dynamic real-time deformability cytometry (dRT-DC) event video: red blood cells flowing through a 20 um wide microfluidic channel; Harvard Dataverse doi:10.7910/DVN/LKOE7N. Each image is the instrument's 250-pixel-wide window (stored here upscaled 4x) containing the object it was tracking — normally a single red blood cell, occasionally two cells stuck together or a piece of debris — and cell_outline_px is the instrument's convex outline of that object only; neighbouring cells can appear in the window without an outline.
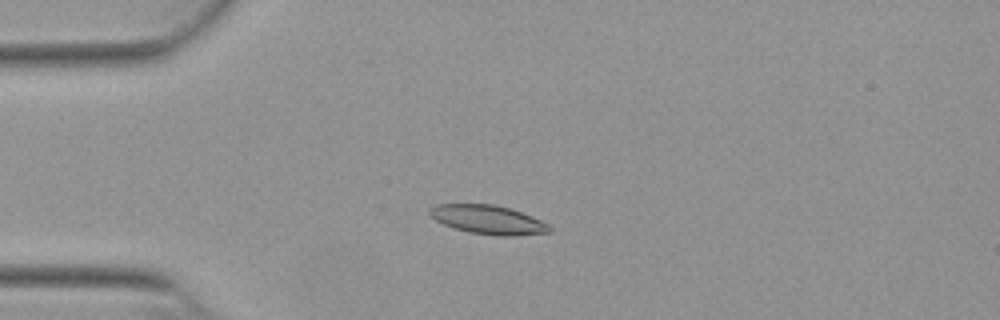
{"species": "Egyptian fruit bat (a non-hibernating species)", "species_latin": "Rousettus aegyptiacus", "temperature_condition": "warm", "stored_images_in_passage": 52, "camera_frame_rate_fps": 3000, "um_per_image_px": 0.085, "animal": {"sex": "female"}, "frame": {"image": 1, "passage_image": 13, "time_ms": 4.0, "image_size_px": [1000, 320], "cell_outline_px": [[552, 232], [516, 236], [496, 236], [468, 232], [444, 224], [436, 220], [428, 212], [428, 208], [436, 204], [492, 204], [508, 208], [532, 216], [548, 224], [552, 228]], "centroid_in_image_um": [41.5, 18.68], "position_along_channel_um": 43.5, "area_um2": 20.17}}
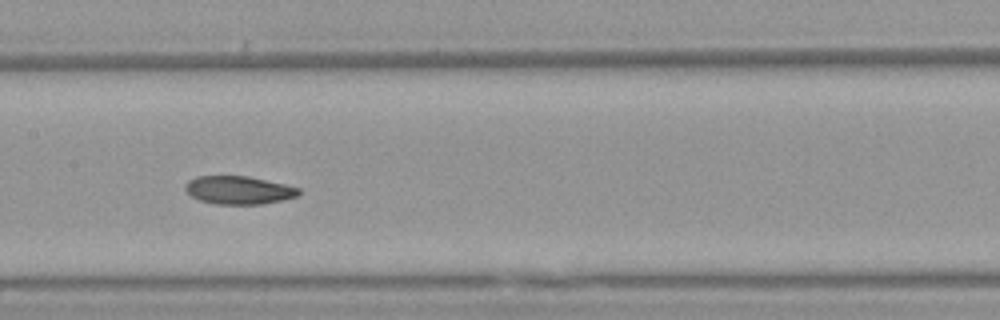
{"frame": {"image": 2, "passage_image": 26, "time_ms": 8.333, "image_size_px": [1000, 320], "cell_outline_px": [[300, 192], [296, 196], [284, 200], [264, 204], [216, 204], [200, 200], [192, 196], [184, 188], [184, 184], [188, 180], [196, 176], [248, 176], [284, 184], [300, 188]], "centroid_in_image_um": [20.28, 16.16], "position_along_channel_um": 187.1, "area_um2": 18.61}}
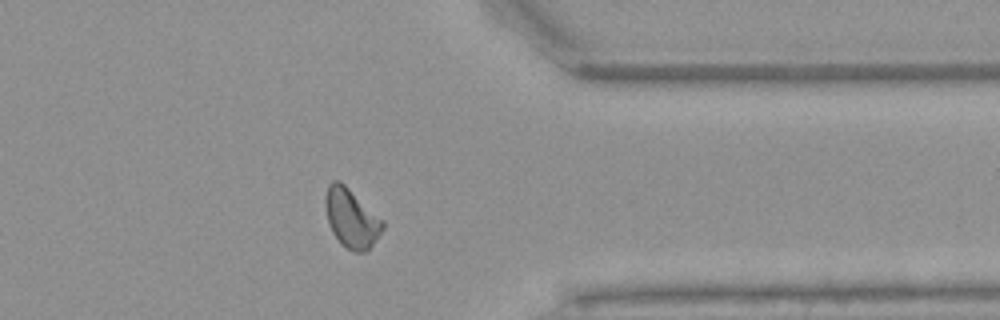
{"frame": {"image": 3, "passage_image": 42, "time_ms": 13.667, "image_size_px": [1000, 320], "cell_outline_px": [[384, 228], [372, 244], [364, 252], [352, 252], [340, 244], [332, 232], [328, 224], [324, 204], [324, 200], [328, 184], [332, 180], [340, 180], [384, 220]], "centroid_in_image_um": [29.84, 18.54], "position_along_channel_um": 381.6, "area_um2": 19.88}, "authors_computed_cell_mechanics": {"area_um2": 19.2474, "velocity_mm_per_s": 3.8415, "shape_relaxation_time_tau1_ms": 6.2513, "shape_relaxation_time_tau2_ms": 4.3911, "deformation_change_tau1": 0.164, "deformation_change_tau2": 0.102}}